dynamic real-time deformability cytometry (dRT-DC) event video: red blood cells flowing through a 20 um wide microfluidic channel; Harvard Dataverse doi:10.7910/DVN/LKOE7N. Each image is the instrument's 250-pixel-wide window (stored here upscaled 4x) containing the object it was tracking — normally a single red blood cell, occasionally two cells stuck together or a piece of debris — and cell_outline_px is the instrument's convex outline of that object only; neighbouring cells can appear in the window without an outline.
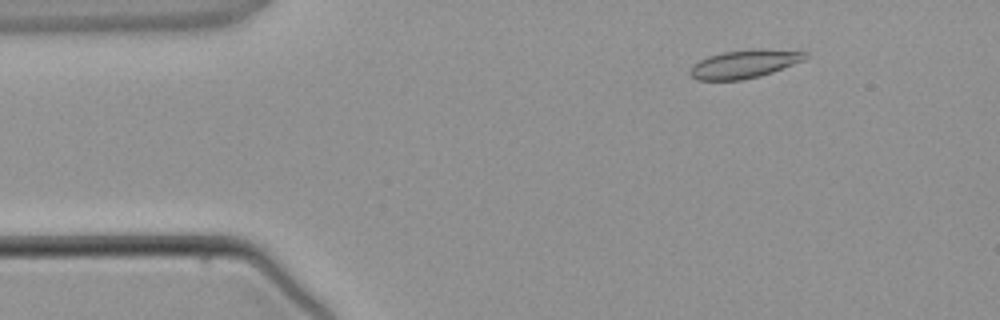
{"species": "common noctule bat (a hibernating species)", "species_latin": "Nyctalus noctula", "temperature_condition": "warm", "stored_images_in_passage": 3, "camera_frame_rate_fps": 3000, "um_per_image_px": 0.085, "animal": {"sex": "male", "body_mass_g": 21.5, "forearm_length_mm": 52.0}, "frame": {"image": 1, "passage_image": 1, "time_ms": 0.0, "image_size_px": [1000, 320], "cell_outline_px": [[808, 56], [804, 60], [772, 72], [760, 76], [740, 80], [696, 80], [688, 72], [692, 64], [708, 56], [724, 52], [752, 48], [756, 48], [808, 52]], "centroid_in_image_um": [63.25, 5.43], "position_along_channel_um": 21.7, "area_um2": 19.02}}